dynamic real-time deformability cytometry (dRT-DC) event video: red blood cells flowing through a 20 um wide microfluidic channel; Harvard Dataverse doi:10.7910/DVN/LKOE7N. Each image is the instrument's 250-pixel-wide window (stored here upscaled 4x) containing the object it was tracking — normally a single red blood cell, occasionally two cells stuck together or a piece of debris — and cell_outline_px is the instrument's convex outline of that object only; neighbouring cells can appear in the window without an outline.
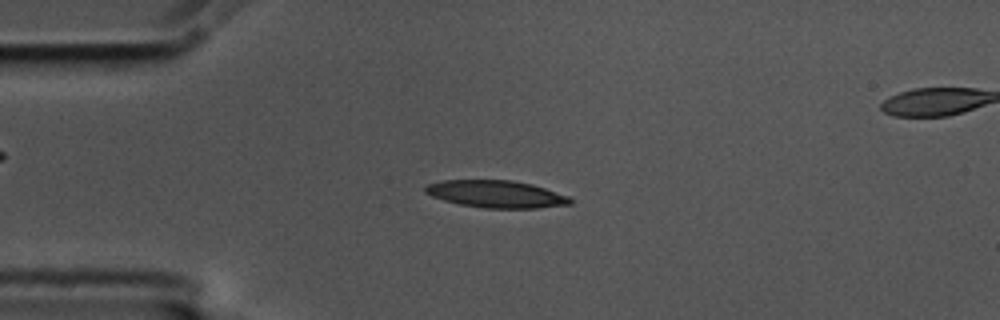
{"species": "common noctule bat (a hibernating species)", "species_latin": "Nyctalus noctula", "temperature_condition": "cold", "stored_images_in_passage": 47, "camera_frame_rate_fps": 3000, "um_per_image_px": 0.085, "animal": {"sex": "male", "body_mass_g": 17.5, "forearm_length_mm": 52.3}, "frame": {"image": 1, "passage_image": 13, "time_ms": 4.0, "image_size_px": [1000, 320], "cell_outline_px": [[572, 204], [536, 208], [484, 208], [460, 204], [444, 200], [432, 196], [424, 192], [424, 188], [428, 184], [444, 180], [512, 180], [532, 184], [568, 196], [572, 200]], "centroid_in_image_um": [42.17, 16.49], "position_along_channel_um": 42.8, "area_um2": 22.89}}
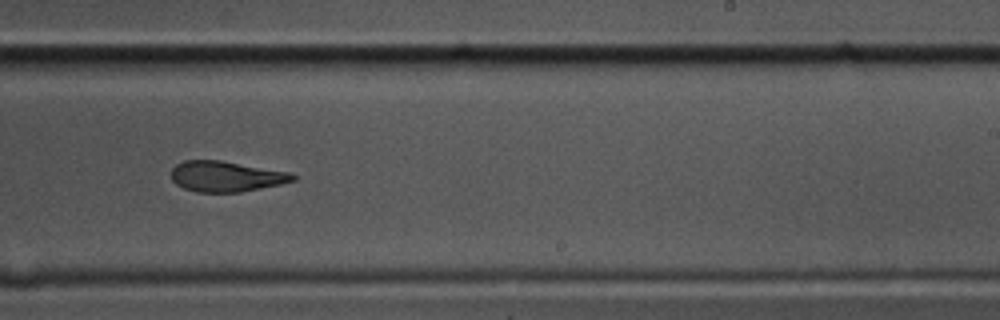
{"frame": {"image": 2, "passage_image": 34, "time_ms": 11.0, "image_size_px": [1000, 320], "cell_outline_px": [[296, 180], [280, 184], [240, 192], [196, 192], [184, 188], [176, 184], [172, 180], [172, 168], [176, 164], [184, 160], [220, 160], [288, 172], [296, 176]], "centroid_in_image_um": [19.18, 14.99], "position_along_channel_um": 269.8, "area_um2": 21.5}}
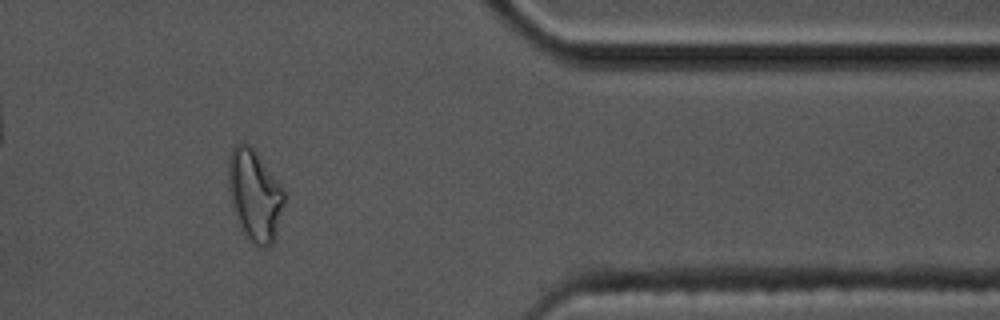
{"frame": {"image": 3, "passage_image": 46, "time_ms": 15.0, "image_size_px": [1000, 320], "cell_outline_px": [[284, 204], [276, 240], [268, 248], [256, 248], [244, 232], [236, 212], [228, 188], [228, 156], [232, 148], [236, 144], [248, 144], [256, 152], [284, 188]], "centroid_in_image_um": [21.68, 16.62], "position_along_channel_um": 389.7, "area_um2": 29.59}, "authors_computed_cell_mechanics": {"area_um2": 22.7732, "velocity_mm_per_s": 3.5343, "shape_relaxation_time_tau1_ms": 4.453, "shape_relaxation_time_tau2_ms": 2.9871, "deformation_change_tau1": 0.1833, "deformation_change_tau2": 0.111}}